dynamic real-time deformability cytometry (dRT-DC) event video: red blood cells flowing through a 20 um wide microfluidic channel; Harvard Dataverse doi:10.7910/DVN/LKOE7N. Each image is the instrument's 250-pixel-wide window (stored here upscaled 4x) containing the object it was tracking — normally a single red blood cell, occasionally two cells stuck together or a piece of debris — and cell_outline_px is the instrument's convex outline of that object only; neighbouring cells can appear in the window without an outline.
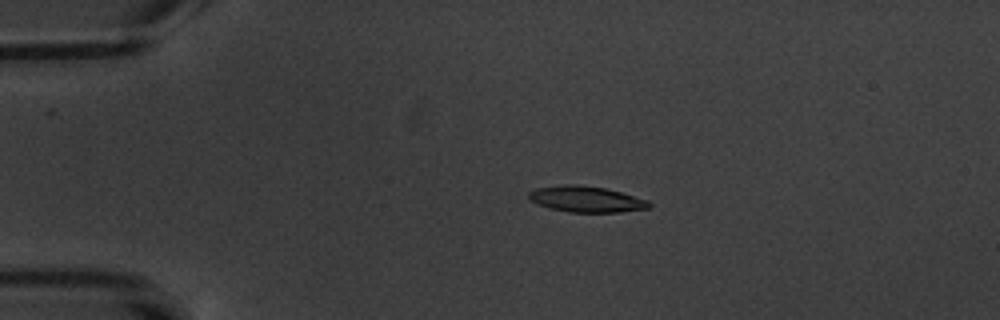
{"species": "common noctule bat (a hibernating species)", "species_latin": "Nyctalus noctula", "temperature_condition": "warm", "stored_images_in_passage": 10, "camera_frame_rate_fps": 3000, "um_per_image_px": 0.085, "animal": {"sex": "male", "body_mass_g": 20.1, "forearm_length_mm": 53.5}, "frame": {"image": 1, "passage_image": 5, "time_ms": 4.333, "image_size_px": [1000, 320], "cell_outline_px": [[652, 208], [620, 212], [568, 212], [552, 208], [528, 200], [528, 192], [536, 188], [560, 184], [576, 184], [604, 188], [620, 192], [648, 200], [652, 204]], "centroid_in_image_um": [49.84, 16.92], "position_along_channel_um": 35.2, "area_um2": 18.26}}
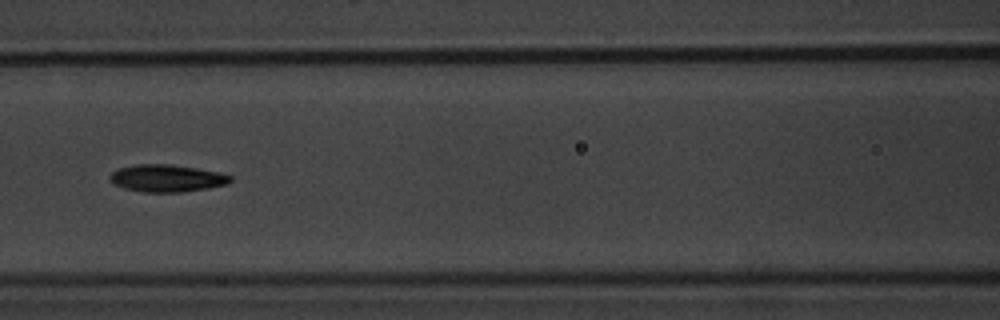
{"frame": {"image": 2, "passage_image": 9, "time_ms": 9.0, "image_size_px": [1000, 320], "cell_outline_px": [[232, 180], [228, 184], [208, 188], [180, 192], [144, 192], [124, 188], [112, 184], [108, 180], [108, 176], [112, 172], [120, 168], [136, 164], [168, 164], [196, 168], [220, 172], [232, 176]], "centroid_in_image_um": [14.16, 15.15], "position_along_channel_um": 152.4, "area_um2": 19.25}}
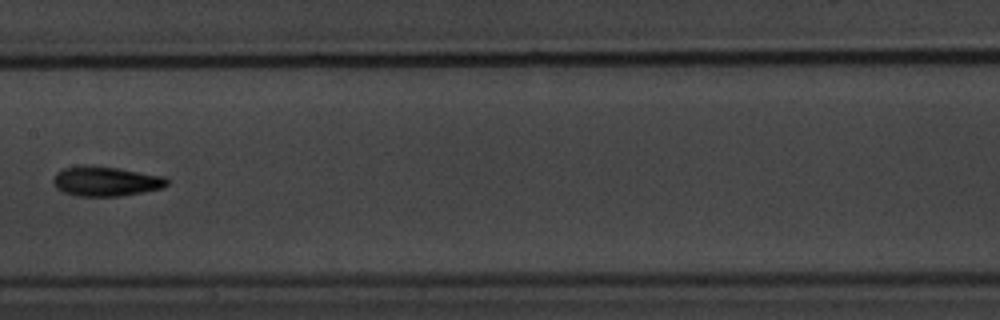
{"frame": {"image": 3, "passage_image": 10, "time_ms": 10.333, "image_size_px": [1000, 320], "cell_outline_px": [[168, 184], [164, 188], [120, 196], [76, 196], [64, 192], [56, 188], [52, 184], [52, 176], [56, 172], [64, 168], [84, 164], [88, 164], [120, 168], [164, 176], [168, 180]], "centroid_in_image_um": [8.96, 15.39], "position_along_channel_um": 198.4, "area_um2": 20.11}}